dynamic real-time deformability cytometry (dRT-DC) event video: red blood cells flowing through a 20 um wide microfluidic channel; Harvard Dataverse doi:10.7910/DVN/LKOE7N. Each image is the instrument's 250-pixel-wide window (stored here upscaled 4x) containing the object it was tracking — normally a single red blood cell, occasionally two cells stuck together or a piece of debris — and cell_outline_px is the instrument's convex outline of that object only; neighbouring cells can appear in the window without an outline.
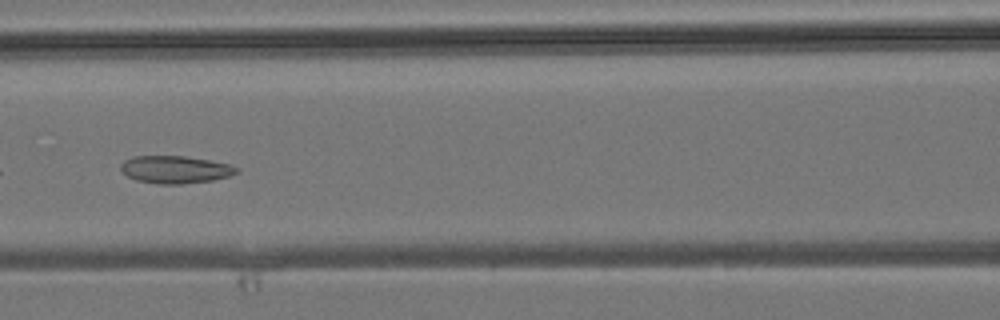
{"species": "common noctule bat (a hibernating species)", "species_latin": "Nyctalus noctula", "temperature_condition": "room temperature", "stored_images_in_passage": 4, "camera_frame_rate_fps": 3000, "um_per_image_px": 0.085, "animal": {"sex": "male", "body_mass_g": 19.2, "forearm_length_mm": 51.8}, "frame": {"image": 1, "passage_image": 4, "time_ms": 4.333, "image_size_px": [1000, 320], "cell_outline_px": [[240, 172], [228, 176], [212, 180], [180, 184], [160, 184], [136, 180], [128, 176], [120, 168], [120, 164], [124, 160], [132, 156], [184, 156], [232, 164], [240, 168]], "centroid_in_image_um": [14.92, 14.4], "position_along_channel_um": 151.7, "area_um2": 18.61}}